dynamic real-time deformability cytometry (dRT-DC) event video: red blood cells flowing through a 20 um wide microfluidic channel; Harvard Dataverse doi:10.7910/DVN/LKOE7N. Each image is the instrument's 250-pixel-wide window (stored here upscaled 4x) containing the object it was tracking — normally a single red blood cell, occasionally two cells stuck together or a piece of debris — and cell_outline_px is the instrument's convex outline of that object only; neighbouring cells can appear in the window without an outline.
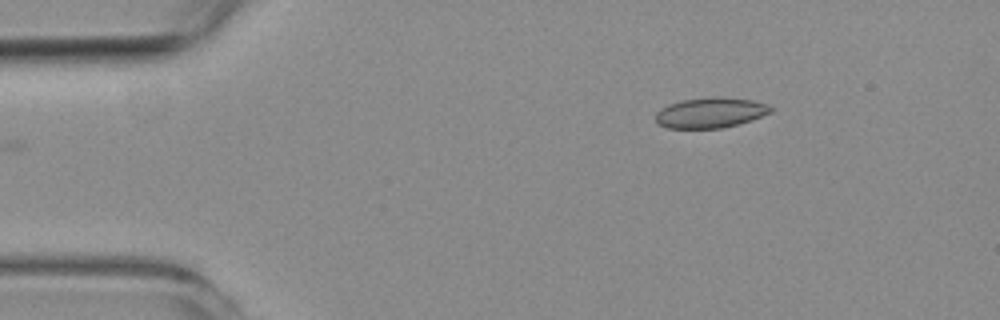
{"species": "common noctule bat (a hibernating species)", "species_latin": "Nyctalus noctula", "temperature_condition": "room temperature", "stored_images_in_passage": 40, "camera_frame_rate_fps": 3000, "um_per_image_px": 0.085, "animal": {"sex": "female", "body_mass_g": 19.3, "forearm_length_mm": 54.1}, "frame": {"image": 1, "passage_image": 1, "time_ms": 0.0, "image_size_px": [1000, 320], "cell_outline_px": [[772, 112], [752, 120], [740, 124], [720, 128], [668, 128], [656, 124], [656, 112], [660, 108], [668, 104], [684, 100], [720, 96], [752, 100], [768, 104], [772, 108]], "centroid_in_image_um": [60.39, 9.58], "position_along_channel_um": 24.6, "area_um2": 20.46}}
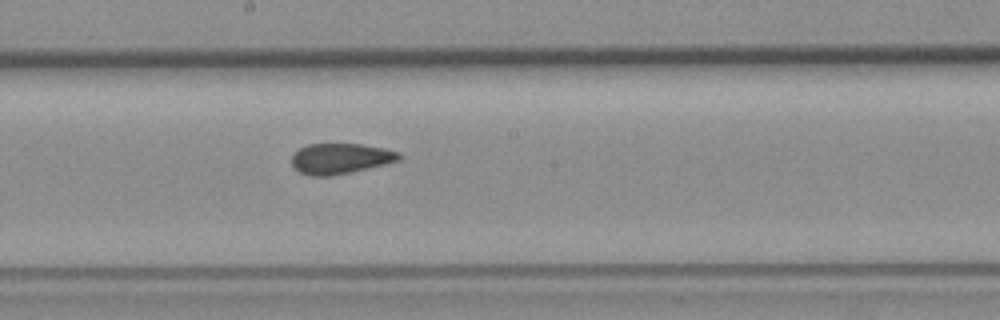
{"frame": {"image": 2, "passage_image": 22, "time_ms": 7.0, "image_size_px": [1000, 320], "cell_outline_px": [[404, 156], [400, 160], [352, 172], [332, 176], [308, 176], [300, 172], [292, 164], [292, 152], [308, 144], [360, 144], [384, 148], [400, 152]], "centroid_in_image_um": [28.94, 13.48], "position_along_channel_um": 219.3, "area_um2": 19.25}}
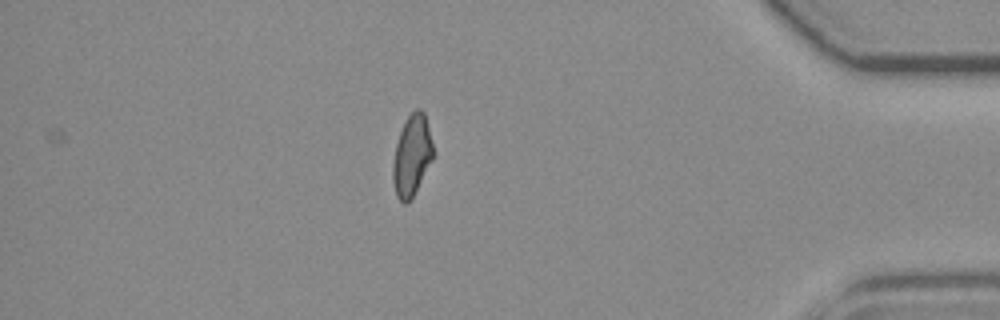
{"frame": {"image": 3, "passage_image": 40, "time_ms": 13.0, "image_size_px": [1000, 320], "cell_outline_px": [[432, 160], [412, 200], [408, 204], [404, 204], [396, 196], [392, 180], [392, 164], [396, 144], [404, 120], [416, 108], [420, 108], [424, 112], [432, 144]], "centroid_in_image_um": [34.98, 13.27], "position_along_channel_um": 400.2, "area_um2": 19.07}, "authors_computed_cell_mechanics": {"area_um2": 19.652, "velocity_mm_per_s": 3.7266, "shape_relaxation_time_tau1_ms": 8.2608, "shape_relaxation_time_tau2_ms": 1.9325, "deformation_change_tau1": 0.1504, "deformation_change_tau2": 0.0589}}